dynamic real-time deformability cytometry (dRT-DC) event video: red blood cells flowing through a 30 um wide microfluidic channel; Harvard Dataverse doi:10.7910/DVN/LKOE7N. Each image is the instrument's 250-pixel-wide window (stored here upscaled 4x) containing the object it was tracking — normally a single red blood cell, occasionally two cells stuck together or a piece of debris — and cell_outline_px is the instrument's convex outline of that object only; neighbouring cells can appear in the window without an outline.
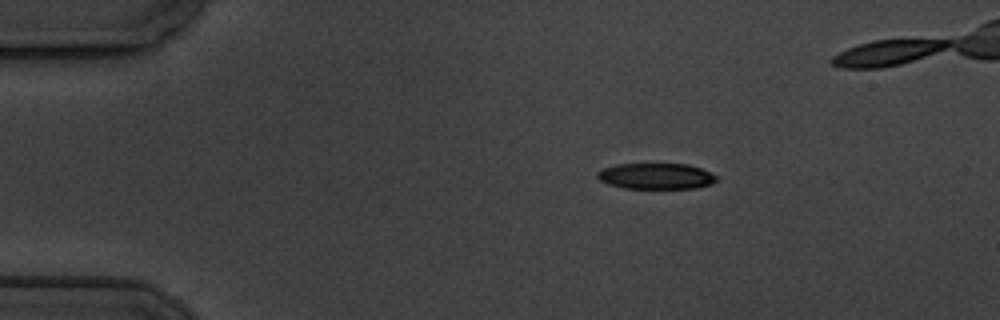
{"species": "common noctule bat (a hibernating species)", "species_latin": "Nyctalus noctula", "temperature_condition": "cold", "stored_images_in_passage": 6, "camera_frame_rate_fps": 3000, "um_per_image_px": 0.085, "animal": {"sex": "male", "body_mass_g": 19.5, "forearm_length_mm": 54.6}, "frame": {"image": 1, "passage_image": 3, "time_ms": 3.333, "image_size_px": [1000, 320], "cell_outline_px": [[716, 180], [712, 184], [696, 188], [624, 188], [608, 184], [600, 180], [596, 176], [596, 172], [604, 168], [616, 164], [688, 164], [700, 168], [716, 176]], "centroid_in_image_um": [55.73, 14.97], "position_along_channel_um": 29.3, "area_um2": 17.92}}